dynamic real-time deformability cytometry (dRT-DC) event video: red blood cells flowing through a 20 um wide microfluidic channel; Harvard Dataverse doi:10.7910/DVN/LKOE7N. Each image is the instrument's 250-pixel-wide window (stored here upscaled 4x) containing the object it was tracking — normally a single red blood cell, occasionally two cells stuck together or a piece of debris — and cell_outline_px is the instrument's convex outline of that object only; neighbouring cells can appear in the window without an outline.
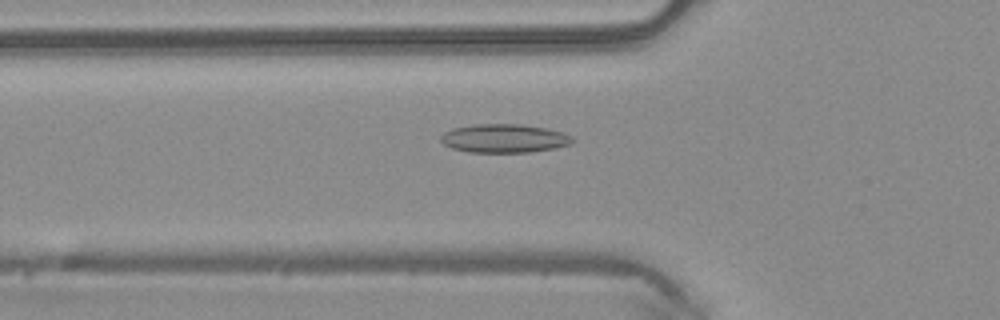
{"species": "common noctule bat (a hibernating species)", "species_latin": "Nyctalus noctula", "temperature_condition": "warm", "stored_images_in_passage": 49, "camera_frame_rate_fps": 3000, "um_per_image_px": 0.085, "animal": {"sex": "male", "body_mass_g": 20.4}, "frame": {"image": 1, "passage_image": 17, "time_ms": 5.333, "image_size_px": [1000, 320], "cell_outline_px": [[576, 140], [572, 144], [556, 148], [528, 152], [468, 152], [452, 148], [444, 144], [440, 140], [440, 136], [444, 132], [452, 128], [472, 124], [520, 124], [544, 128], [564, 132], [572, 136]], "centroid_in_image_um": [42.87, 11.76], "position_along_channel_um": 82.9, "area_um2": 22.14}}
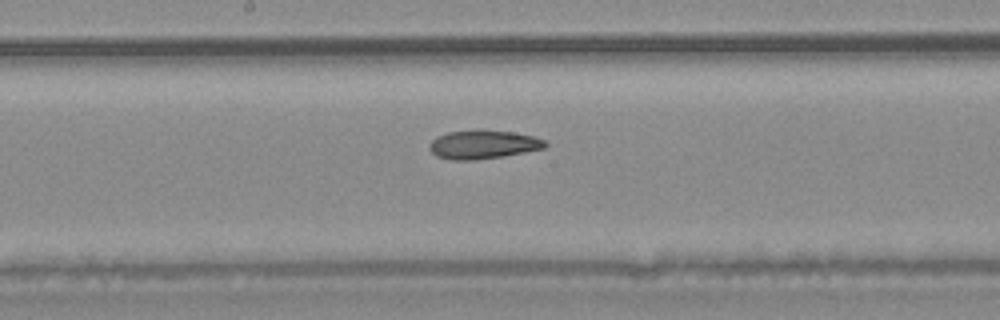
{"frame": {"image": 2, "passage_image": 26, "time_ms": 8.333, "image_size_px": [1000, 320], "cell_outline_px": [[548, 144], [544, 148], [504, 156], [472, 160], [452, 160], [436, 156], [428, 148], [432, 140], [436, 136], [448, 132], [476, 128], [512, 132], [532, 136], [544, 140]], "centroid_in_image_um": [41.02, 12.26], "position_along_channel_um": 207.2, "area_um2": 19.54}}
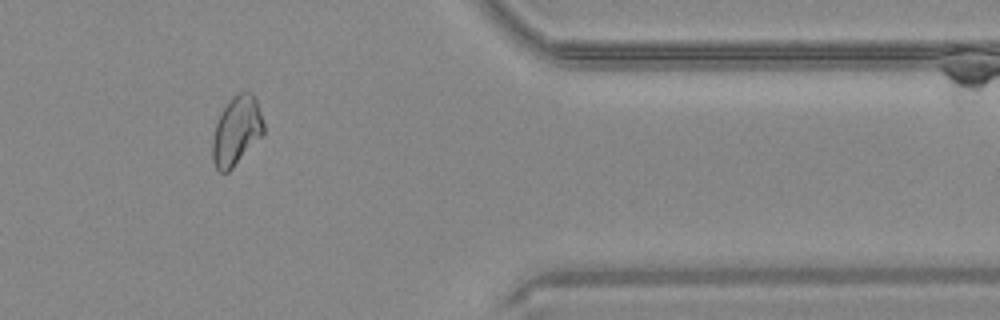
{"frame": {"image": 3, "passage_image": 41, "time_ms": 13.333, "image_size_px": [1000, 320], "cell_outline_px": [[264, 132], [232, 168], [228, 172], [220, 172], [216, 168], [212, 160], [212, 140], [216, 124], [228, 100], [232, 96], [240, 92], [252, 92], [256, 100], [264, 124]], "centroid_in_image_um": [20.08, 11.11], "position_along_channel_um": 391.3, "area_um2": 20.17}, "authors_computed_cell_mechanics": {"area_um2": 21.0392, "velocity_mm_per_s": 4.1169, "shape_relaxation_time_tau1_ms": null, "shape_relaxation_time_tau2_ms": 3.136, "deformation_change_tau1": null, "deformation_change_tau2": 0.0829}}